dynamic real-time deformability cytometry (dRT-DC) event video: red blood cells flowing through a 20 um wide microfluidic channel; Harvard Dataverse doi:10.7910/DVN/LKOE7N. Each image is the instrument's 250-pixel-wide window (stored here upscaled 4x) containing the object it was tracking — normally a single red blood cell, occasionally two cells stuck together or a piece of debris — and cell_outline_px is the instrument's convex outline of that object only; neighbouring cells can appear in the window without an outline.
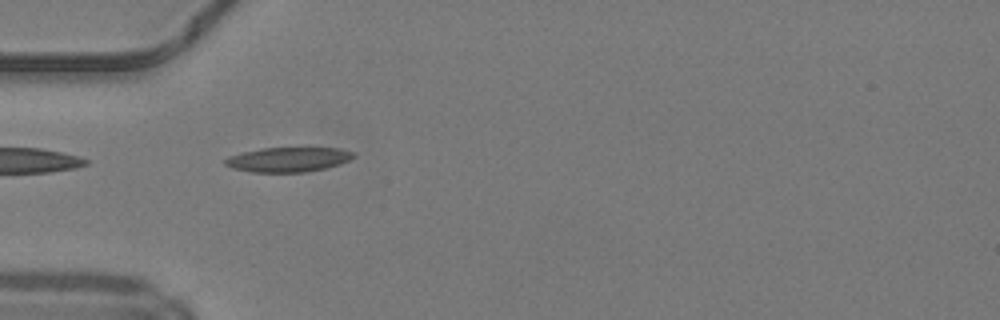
{"species": "common noctule bat (a hibernating species)", "species_latin": "Nyctalus noctula", "temperature_condition": "warm", "stored_images_in_passage": 34, "camera_frame_rate_fps": 3000, "um_per_image_px": 0.085, "animal": {"sex": "male", "body_mass_g": 19.2, "forearm_length_mm": 51.8}, "frame": {"image": 1, "passage_image": 1, "time_ms": 0.0, "image_size_px": [1000, 320], "cell_outline_px": [[356, 156], [340, 164], [324, 168], [304, 172], [252, 172], [232, 168], [224, 164], [224, 160], [228, 156], [240, 152], [264, 148], [340, 148], [356, 152]], "centroid_in_image_um": [24.49, 13.55], "position_along_channel_um": 60.5, "area_um2": 18.5}, "authors_computed_cell_mechanics": {"area_um2": 17.5423, "velocity_mm_per_s": 4.2324, "shape_relaxation_time_tau1_ms": null, "shape_relaxation_time_tau2_ms": 2.8774, "deformation_change_tau1": null, "deformation_change_tau2": 0.111}}